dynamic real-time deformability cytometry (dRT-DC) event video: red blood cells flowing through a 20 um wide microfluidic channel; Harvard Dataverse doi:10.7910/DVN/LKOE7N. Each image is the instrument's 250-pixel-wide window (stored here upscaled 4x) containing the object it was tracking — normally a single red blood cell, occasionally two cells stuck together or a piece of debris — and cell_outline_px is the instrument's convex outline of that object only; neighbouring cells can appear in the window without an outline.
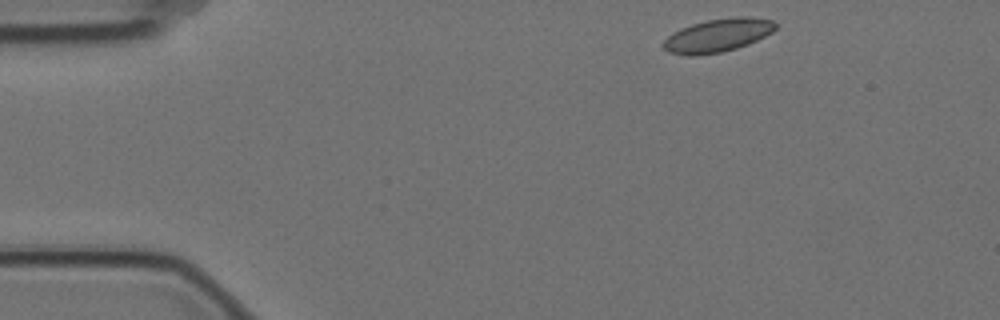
{"species": "Egyptian fruit bat (a non-hibernating species)", "species_latin": "Rousettus aegyptiacus", "temperature_condition": "cold", "stored_images_in_passage": 51, "camera_frame_rate_fps": 3000, "um_per_image_px": 0.085, "animal": {"sex": "female"}, "frame": {"image": 1, "passage_image": 1, "time_ms": 0.0, "image_size_px": [1000, 320], "cell_outline_px": [[776, 28], [772, 32], [748, 44], [736, 48], [720, 52], [692, 56], [668, 52], [664, 48], [664, 40], [672, 32], [680, 28], [692, 24], [708, 20], [736, 16], [744, 16], [772, 20], [776, 24]], "centroid_in_image_um": [60.99, 3.0], "position_along_channel_um": 24.0, "area_um2": 21.5}}
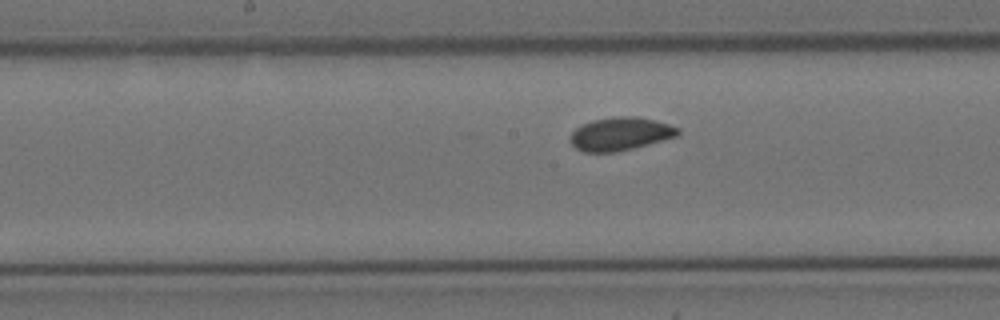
{"frame": {"image": 2, "passage_image": 22, "time_ms": 7.0, "image_size_px": [1000, 320], "cell_outline_px": [[680, 136], [616, 152], [584, 152], [576, 148], [568, 140], [572, 132], [576, 128], [592, 120], [616, 116], [636, 116], [656, 120], [680, 128]], "centroid_in_image_um": [52.75, 11.37], "position_along_channel_um": 195.5, "area_um2": 20.92}}
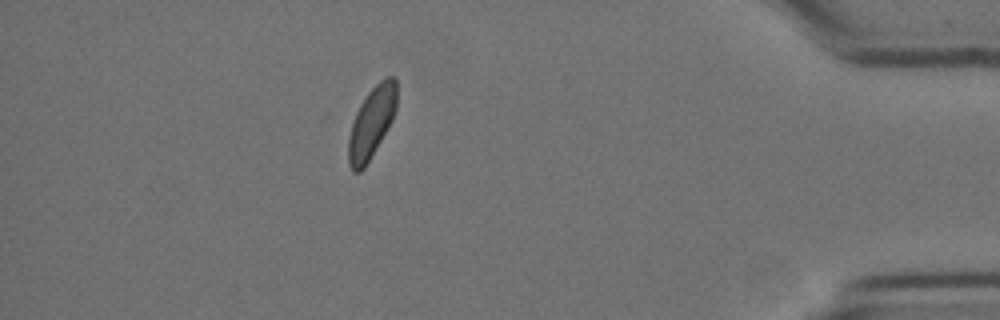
{"frame": {"image": 3, "passage_image": 44, "time_ms": 14.333, "image_size_px": [1000, 320], "cell_outline_px": [[396, 108], [392, 120], [388, 128], [364, 168], [360, 172], [352, 172], [348, 164], [348, 136], [356, 112], [360, 104], [368, 92], [384, 76], [392, 76], [396, 80]], "centroid_in_image_um": [31.57, 10.42], "position_along_channel_um": 403.6, "area_um2": 19.94}, "authors_computed_cell_mechanics": {"area_um2": 20.6346, "velocity_mm_per_s": 3.4651, "shape_relaxation_time_tau1_ms": 7.6556, "shape_relaxation_time_tau2_ms": null, "deformation_change_tau1": 0.0926, "deformation_change_tau2": null}}